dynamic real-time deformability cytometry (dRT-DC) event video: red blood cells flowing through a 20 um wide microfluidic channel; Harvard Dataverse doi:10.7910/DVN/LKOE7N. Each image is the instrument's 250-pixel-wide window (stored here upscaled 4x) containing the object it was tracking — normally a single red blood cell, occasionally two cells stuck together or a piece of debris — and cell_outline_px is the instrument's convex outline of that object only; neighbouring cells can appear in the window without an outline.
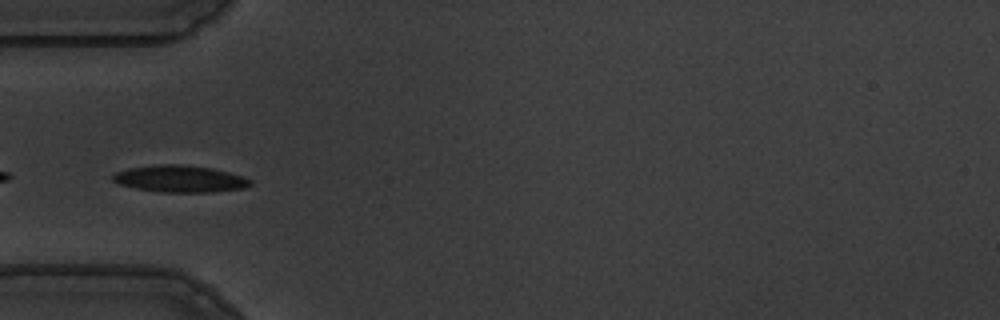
{"species": "common noctule bat (a hibernating species)", "species_latin": "Nyctalus noctula", "temperature_condition": "warm", "stored_images_in_passage": 37, "camera_frame_rate_fps": 3000, "um_per_image_px": 0.085, "animal": {"sex": "male", "body_mass_g": 19.5, "forearm_length_mm": 54.6}, "frame": {"image": 1, "passage_image": 1, "time_ms": 0.0, "image_size_px": [1000, 320], "cell_outline_px": [[252, 184], [244, 188], [216, 192], [160, 192], [136, 188], [120, 184], [112, 180], [112, 176], [116, 172], [128, 168], [160, 164], [184, 164], [212, 168], [228, 172], [252, 180]], "centroid_in_image_um": [15.3, 15.2], "position_along_channel_um": 69.7, "area_um2": 21.5}}
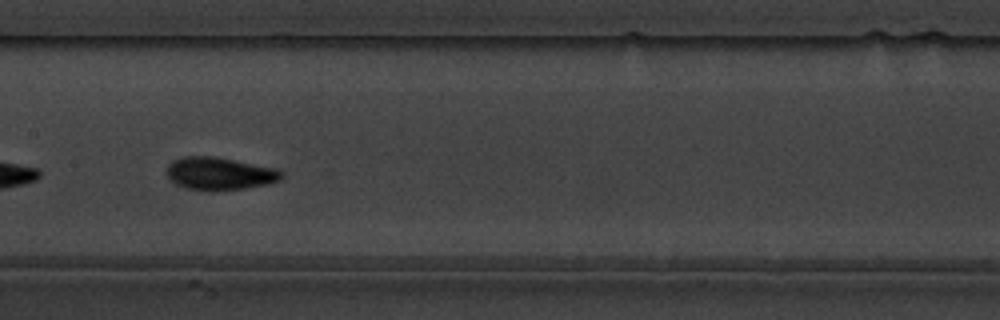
{"frame": {"image": 2, "passage_image": 11, "time_ms": 3.333, "image_size_px": [1000, 320], "cell_outline_px": [[284, 176], [280, 180], [268, 184], [244, 188], [212, 192], [188, 188], [176, 184], [168, 176], [168, 164], [172, 160], [184, 156], [216, 156], [280, 168], [284, 172]], "centroid_in_image_um": [18.74, 14.75], "position_along_channel_um": 188.7, "area_um2": 22.31}, "authors_computed_cell_mechanics": {"area_um2": 20.9236, "velocity_mm_per_s": 3.5681, "shape_relaxation_time_tau1_ms": 2.5865, "shape_relaxation_time_tau2_ms": 1.1241, "deformation_change_tau1": 0.149, "deformation_change_tau2": 0.0548}}